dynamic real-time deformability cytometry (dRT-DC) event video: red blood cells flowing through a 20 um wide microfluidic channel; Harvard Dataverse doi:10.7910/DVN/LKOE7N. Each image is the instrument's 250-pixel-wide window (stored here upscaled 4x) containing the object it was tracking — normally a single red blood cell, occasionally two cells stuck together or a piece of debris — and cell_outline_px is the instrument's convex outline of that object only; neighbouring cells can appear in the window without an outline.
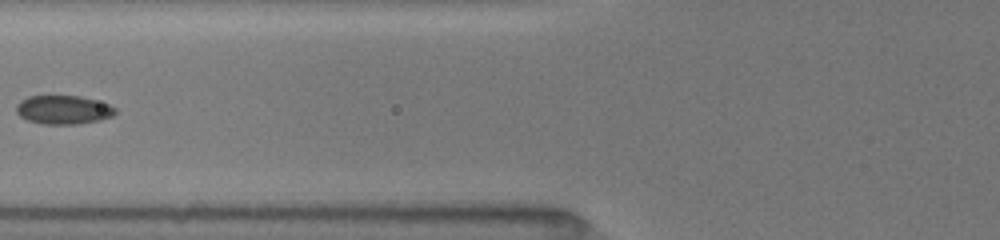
{"species": "common noctule bat (a hibernating species)", "species_latin": "Nyctalus noctula", "temperature_condition": "room temperature", "stored_images_in_passage": 20, "segment_of_instrument_passage": [2, 2], "camera_frame_rate_fps": 3000, "um_per_image_px": 0.085, "animal": {"sex": "female", "body_mass_g": 19.5, "forearm_length_mm": 54.1}, "frame": {"image": 1, "passage_image": 7, "time_ms": 4.333, "image_size_px": [1000, 240], "cell_outline_px": [[116, 112], [112, 116], [100, 120], [76, 124], [44, 124], [28, 120], [20, 116], [16, 112], [16, 104], [20, 100], [28, 96], [80, 96], [108, 104], [116, 108]], "centroid_in_image_um": [5.36, 9.33], "position_along_channel_um": 120.4, "area_um2": 16.53}}
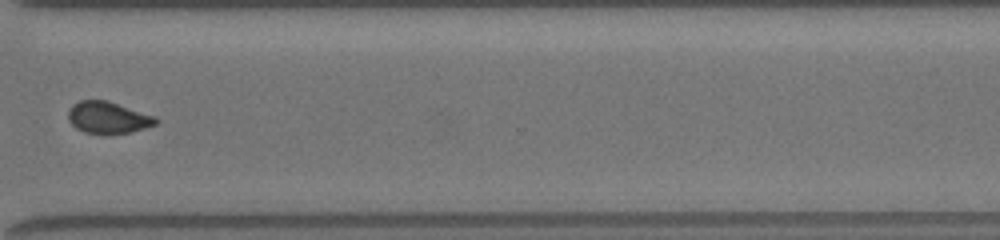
{"frame": {"image": 2, "passage_image": 15, "time_ms": 10.333, "image_size_px": [1000, 240], "cell_outline_px": [[160, 120], [156, 124], [132, 132], [84, 132], [76, 128], [68, 120], [68, 112], [72, 104], [80, 100], [108, 100], [156, 116]], "centroid_in_image_um": [9.2, 9.96], "position_along_channel_um": 361.4, "area_um2": 16.07}}
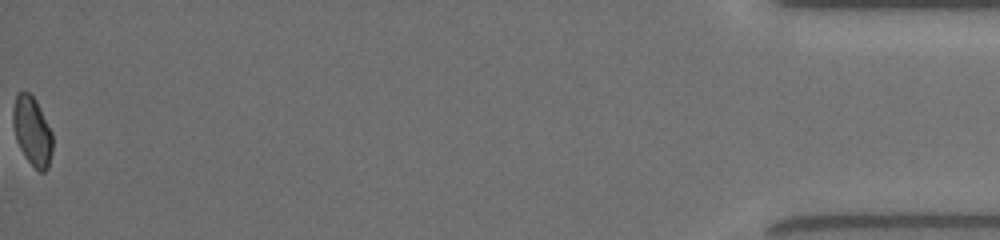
{"frame": {"image": 3, "passage_image": 20, "time_ms": 14.333, "image_size_px": [1000, 240], "cell_outline_px": [[52, 152], [48, 168], [44, 172], [40, 172], [24, 156], [16, 140], [12, 124], [12, 112], [16, 96], [24, 88], [36, 100], [52, 132]], "centroid_in_image_um": [2.73, 11.13], "position_along_channel_um": 432.5, "area_um2": 15.95}}